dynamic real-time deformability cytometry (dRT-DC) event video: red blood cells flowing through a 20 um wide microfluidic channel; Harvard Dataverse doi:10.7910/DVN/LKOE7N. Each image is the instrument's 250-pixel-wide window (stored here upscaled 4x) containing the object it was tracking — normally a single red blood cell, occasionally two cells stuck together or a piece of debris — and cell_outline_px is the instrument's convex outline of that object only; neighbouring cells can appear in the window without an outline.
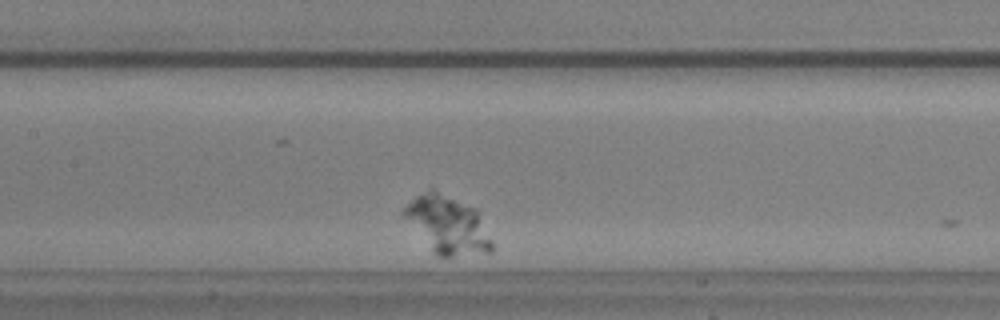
{"species": "common noctule bat (a hibernating species)", "species_latin": "Nyctalus noctula", "temperature_condition": "warm", "stored_images_in_passage": 10, "camera_frame_rate_fps": 3000, "um_per_image_px": 0.085, "animal": {"sex": "male", "body_mass_g": 20.5, "forearm_length_mm": 52.5}, "frame": {"image": 1, "passage_image": 8, "time_ms": 2.333, "image_size_px": [1000, 320], "cell_outline_px": [[492, 252], [452, 256], [436, 256], [432, 252], [400, 212], [416, 196], [432, 188], [476, 208], [480, 212], [492, 240]], "centroid_in_image_um": [38.06, 19.11], "position_along_channel_um": 169.3, "area_um2": 29.59}}